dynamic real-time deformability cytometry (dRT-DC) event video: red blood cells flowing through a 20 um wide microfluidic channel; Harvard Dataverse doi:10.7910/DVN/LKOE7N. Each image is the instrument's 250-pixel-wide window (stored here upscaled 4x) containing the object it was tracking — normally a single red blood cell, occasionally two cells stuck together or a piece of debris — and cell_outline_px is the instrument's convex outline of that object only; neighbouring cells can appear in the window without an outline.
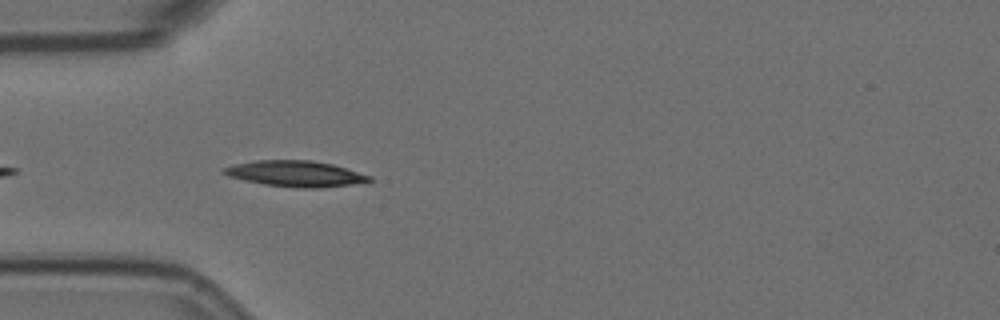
{"species": "Egyptian fruit bat (a non-hibernating species)", "species_latin": "Rousettus aegyptiacus", "temperature_condition": "room temperature", "stored_images_in_passage": 14, "camera_frame_rate_fps": 3000, "um_per_image_px": 0.085, "animal": {"sex": "female"}, "frame": {"image": 1, "passage_image": 3, "time_ms": 0.667, "image_size_px": [1000, 320], "cell_outline_px": [[372, 180], [368, 184], [320, 188], [296, 188], [264, 184], [244, 180], [228, 176], [220, 172], [220, 168], [236, 164], [256, 160], [312, 160], [332, 164], [372, 176]], "centroid_in_image_um": [25.18, 14.78], "position_along_channel_um": 59.8, "area_um2": 22.43}}
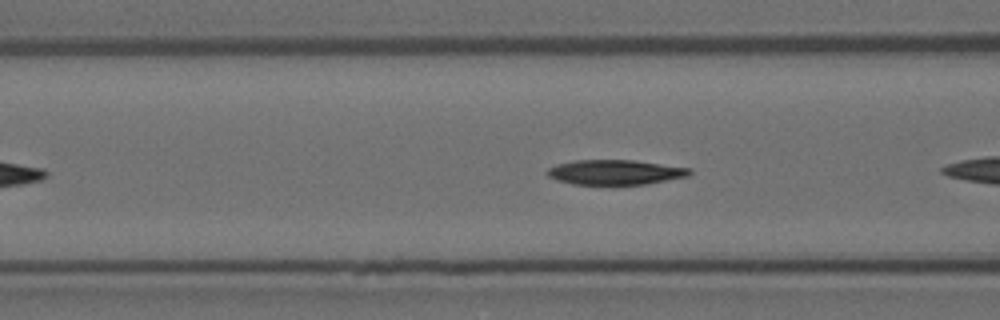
{"frame": {"image": 2, "passage_image": 5, "time_ms": 1.333, "image_size_px": [1000, 320], "cell_outline_px": [[692, 172], [688, 176], [648, 184], [572, 184], [556, 180], [548, 176], [544, 172], [548, 168], [556, 164], [572, 160], [636, 160], [692, 168]], "centroid_in_image_um": [52.28, 14.63], "position_along_channel_um": 114.3, "area_um2": 20.87}}
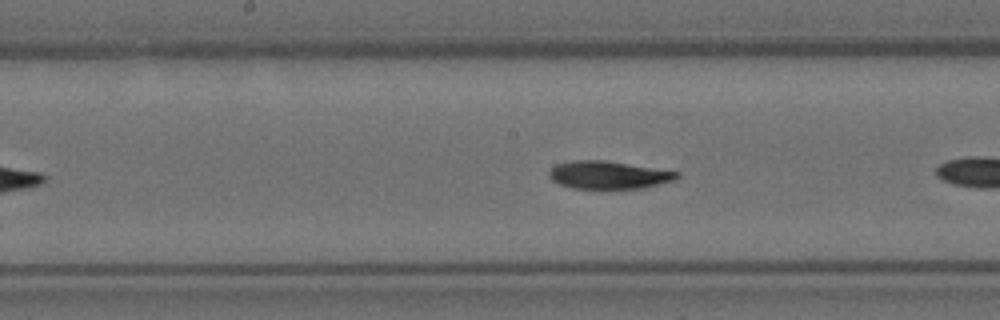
{"frame": {"image": 3, "passage_image": 12, "time_ms": 3.667, "image_size_px": [1000, 320], "cell_outline_px": [[680, 176], [672, 180], [644, 188], [572, 188], [560, 184], [552, 180], [548, 176], [548, 172], [556, 164], [572, 160], [604, 160], [680, 172]], "centroid_in_image_um": [51.69, 14.86], "position_along_channel_um": 196.5, "area_um2": 20.52}}